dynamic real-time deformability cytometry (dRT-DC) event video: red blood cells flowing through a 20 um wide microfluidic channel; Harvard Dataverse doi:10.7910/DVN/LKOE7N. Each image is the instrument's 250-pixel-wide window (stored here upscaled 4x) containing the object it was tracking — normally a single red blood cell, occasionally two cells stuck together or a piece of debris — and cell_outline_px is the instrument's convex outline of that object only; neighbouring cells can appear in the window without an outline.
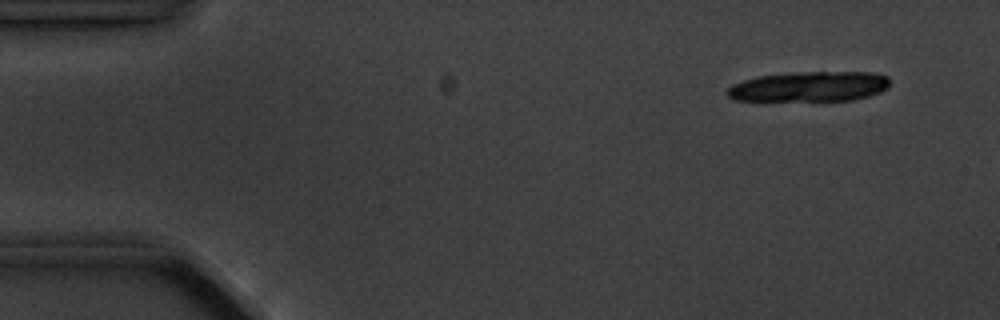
{"species": "common noctule bat (a hibernating species)", "species_latin": "Nyctalus noctula", "temperature_condition": "cold", "stored_images_in_passage": 6, "camera_frame_rate_fps": 3000, "um_per_image_px": 0.085, "animal": {"sex": "male", "body_mass_g": 20.1, "forearm_length_mm": 53.5}, "frame": {"image": 1, "passage_image": 1, "time_ms": 0.0, "image_size_px": [1000, 320], "cell_outline_px": [[888, 88], [880, 92], [868, 96], [852, 100], [764, 104], [760, 104], [732, 100], [724, 92], [732, 84], [744, 80], [760, 76], [796, 72], [872, 72], [888, 76]], "centroid_in_image_um": [68.65, 7.43], "position_along_channel_um": 16.3, "area_um2": 30.17}}
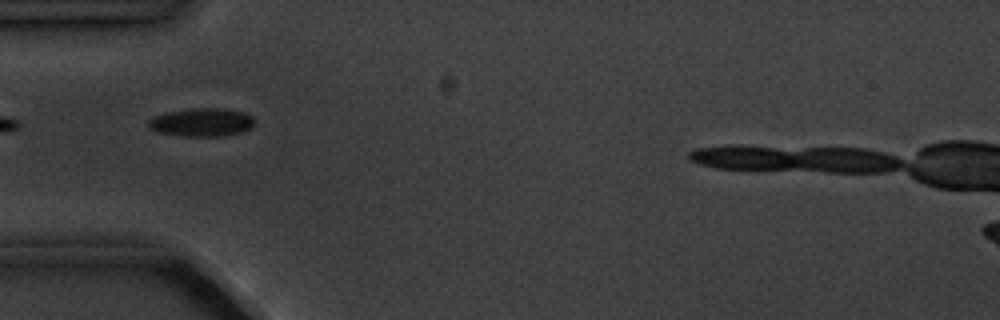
{"frame": {"image": 2, "passage_image": 5, "time_ms": 4.333, "image_size_px": [1000, 320], "cell_outline_px": [[252, 124], [248, 128], [240, 132], [224, 136], [184, 136], [156, 132], [148, 128], [148, 120], [152, 116], [168, 112], [192, 108], [220, 108], [244, 112], [252, 116]], "centroid_in_image_um": [17.07, 10.39], "position_along_channel_um": 67.9, "area_um2": 17.4}}
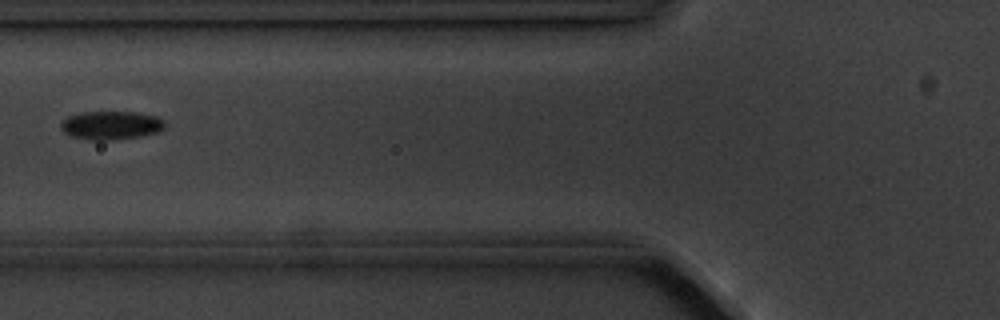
{"frame": {"image": 3, "passage_image": 6, "time_ms": 5.667, "image_size_px": [1000, 320], "cell_outline_px": [[164, 128], [156, 132], [140, 136], [112, 140], [92, 140], [72, 136], [64, 132], [60, 128], [60, 124], [68, 116], [80, 112], [136, 112], [156, 116], [164, 120]], "centroid_in_image_um": [9.42, 10.64], "position_along_channel_um": 116.4, "area_um2": 17.17}}